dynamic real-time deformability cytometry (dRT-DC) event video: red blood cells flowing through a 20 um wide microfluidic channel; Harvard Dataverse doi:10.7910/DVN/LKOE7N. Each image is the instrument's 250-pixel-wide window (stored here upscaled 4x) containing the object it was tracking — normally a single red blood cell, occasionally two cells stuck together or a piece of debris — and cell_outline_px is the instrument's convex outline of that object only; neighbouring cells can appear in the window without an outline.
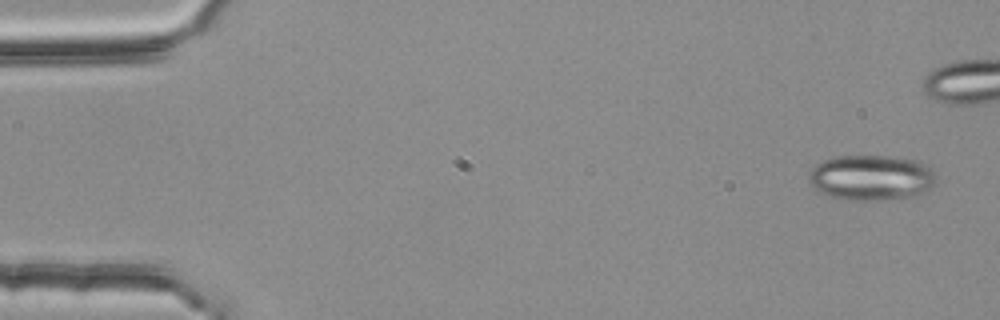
{"species": "common noctule bat (a hibernating species)", "species_latin": "Nyctalus noctula", "temperature_condition": "room temperature", "stored_images_in_passage": 5, "camera_frame_rate_fps": 3000, "um_per_image_px": 0.085, "animal": {"sex": "female", "body_mass_g": 25.1}, "frame": {"image": 1, "passage_image": 1, "time_ms": 0.0, "image_size_px": [1000, 320], "cell_outline_px": [[936, 184], [920, 196], [880, 200], [848, 200], [828, 196], [820, 192], [808, 180], [808, 176], [812, 168], [816, 164], [824, 160], [836, 156], [896, 156], [920, 160], [928, 164], [936, 180]], "centroid_in_image_um": [74.11, 15.1], "position_along_channel_um": 10.9, "area_um2": 34.22}}